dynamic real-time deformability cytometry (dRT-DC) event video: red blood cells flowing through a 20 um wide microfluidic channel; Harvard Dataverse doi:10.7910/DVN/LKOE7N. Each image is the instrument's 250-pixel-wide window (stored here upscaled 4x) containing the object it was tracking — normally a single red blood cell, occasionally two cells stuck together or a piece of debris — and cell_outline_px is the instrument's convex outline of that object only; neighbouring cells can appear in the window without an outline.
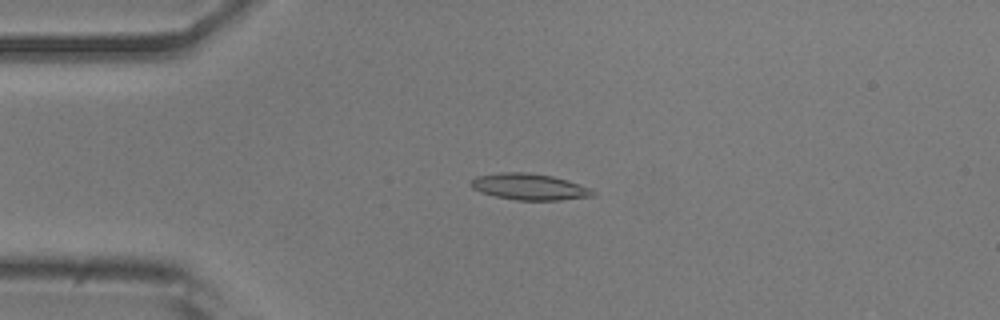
{"species": "common noctule bat (a hibernating species)", "species_latin": "Nyctalus noctula", "temperature_condition": "room temperature", "stored_images_in_passage": 51, "camera_frame_rate_fps": 3000, "um_per_image_px": 0.085, "animal": {"sex": "male", "body_mass_g": 20.5, "forearm_length_mm": 52.5}, "frame": {"image": 1, "passage_image": 11, "time_ms": 3.333, "image_size_px": [1000, 320], "cell_outline_px": [[596, 196], [560, 200], [516, 200], [496, 196], [480, 192], [472, 188], [468, 184], [476, 176], [500, 172], [528, 172], [552, 176], [568, 180], [588, 188], [596, 192]], "centroid_in_image_um": [44.98, 15.87], "position_along_channel_um": 40.0, "area_um2": 18.79}}
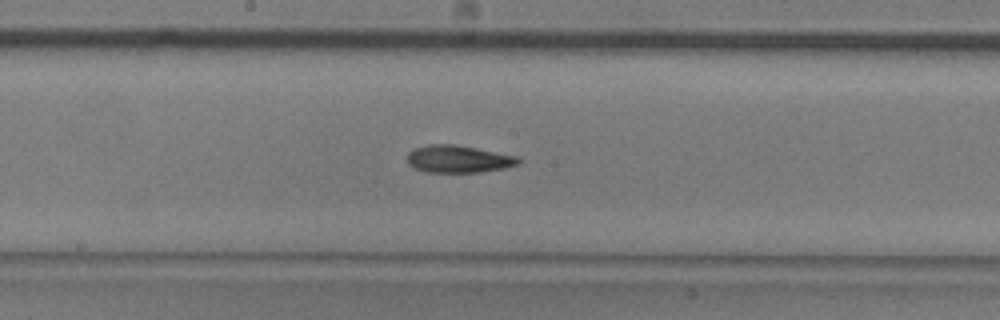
{"frame": {"image": 2, "passage_image": 26, "time_ms": 8.333, "image_size_px": [1000, 320], "cell_outline_px": [[520, 164], [504, 168], [480, 172], [428, 172], [416, 168], [408, 164], [408, 152], [412, 148], [428, 144], [456, 144], [520, 156]], "centroid_in_image_um": [38.99, 13.5], "position_along_channel_um": 209.2, "area_um2": 17.92}}
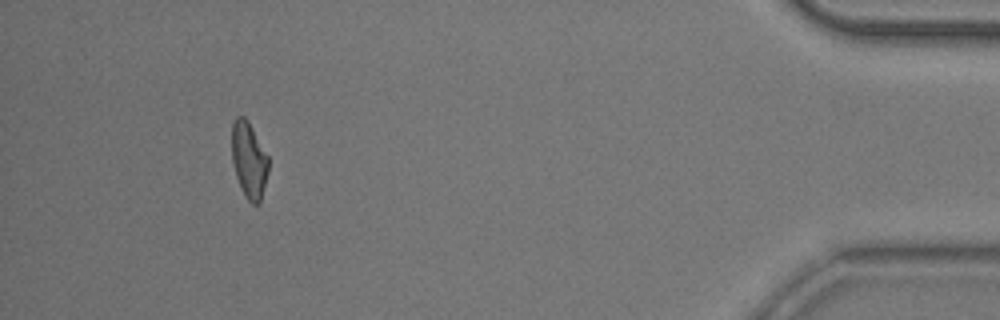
{"frame": {"image": 3, "passage_image": 47, "time_ms": 15.333, "image_size_px": [1000, 320], "cell_outline_px": [[268, 172], [260, 204], [252, 204], [244, 196], [236, 176], [232, 160], [232, 124], [236, 116], [244, 116], [248, 120], [268, 156]], "centroid_in_image_um": [21.16, 13.61], "position_along_channel_um": 414.0, "area_um2": 16.3}, "authors_computed_cell_mechanics": {"area_um2": 17.3978, "velocity_mm_per_s": 3.8599, "shape_relaxation_time_tau1_ms": null, "shape_relaxation_time_tau2_ms": 7.1096, "deformation_change_tau1": null, "deformation_change_tau2": 0.1681}}